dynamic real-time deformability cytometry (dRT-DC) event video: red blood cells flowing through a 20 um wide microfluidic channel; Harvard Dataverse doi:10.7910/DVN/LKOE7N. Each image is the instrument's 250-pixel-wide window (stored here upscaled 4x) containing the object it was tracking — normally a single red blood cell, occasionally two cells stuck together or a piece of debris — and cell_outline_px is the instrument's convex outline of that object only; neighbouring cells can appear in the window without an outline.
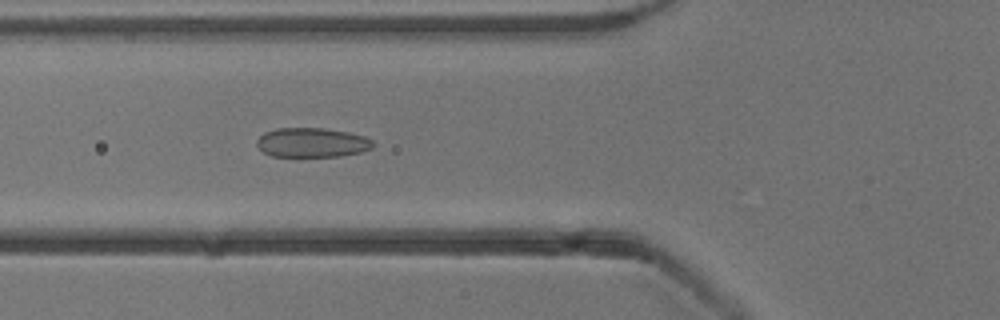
{"species": "common noctule bat (a hibernating species)", "species_latin": "Nyctalus noctula", "temperature_condition": "cold", "stored_images_in_passage": 54, "camera_frame_rate_fps": 3000, "um_per_image_px": 0.085, "animal": {"sex": "male", "body_mass_g": 13.3}, "frame": {"image": 1, "passage_image": 20, "time_ms": 6.333, "image_size_px": [1000, 320], "cell_outline_px": [[376, 144], [372, 148], [360, 152], [340, 156], [296, 160], [272, 156], [264, 152], [256, 144], [256, 140], [264, 132], [276, 128], [324, 128], [348, 132], [364, 136], [372, 140]], "centroid_in_image_um": [26.49, 12.17], "position_along_channel_um": 99.3, "area_um2": 20.92}}
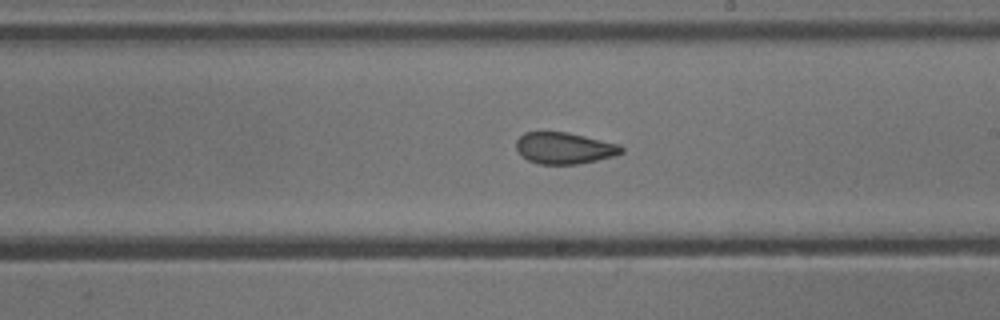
{"frame": {"image": 2, "passage_image": 31, "time_ms": 10.0, "image_size_px": [1000, 320], "cell_outline_px": [[624, 152], [616, 156], [576, 164], [540, 164], [528, 160], [520, 156], [516, 148], [516, 140], [524, 132], [568, 132], [620, 144], [624, 148]], "centroid_in_image_um": [47.97, 12.59], "position_along_channel_um": 241.0, "area_um2": 19.48}}
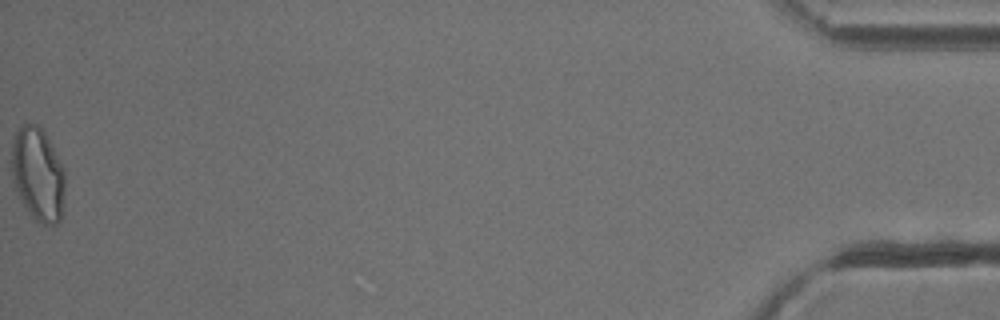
{"frame": {"image": 3, "passage_image": 54, "time_ms": 17.667, "image_size_px": [1000, 320], "cell_outline_px": [[64, 192], [60, 220], [56, 224], [44, 224], [36, 220], [32, 216], [20, 200], [12, 176], [12, 140], [16, 132], [24, 124], [36, 124], [44, 132], [64, 168]], "centroid_in_image_um": [3.21, 14.82], "position_along_channel_um": 432.0, "area_um2": 28.67}, "authors_computed_cell_mechanics": {"area_um2": 21.8195, "velocity_mm_per_s": 3.8507, "shape_relaxation_time_tau1_ms": null, "shape_relaxation_time_tau2_ms": 1.4161, "deformation_change_tau1": null, "deformation_change_tau2": 0.085}}